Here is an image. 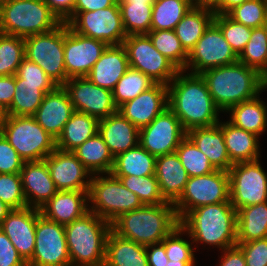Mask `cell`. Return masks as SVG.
Masks as SVG:
<instances>
[{"instance_id": "6da1fadb", "label": "cell", "mask_w": 267, "mask_h": 266, "mask_svg": "<svg viewBox=\"0 0 267 266\" xmlns=\"http://www.w3.org/2000/svg\"><path fill=\"white\" fill-rule=\"evenodd\" d=\"M168 107L187 132L196 127L219 123L221 110L215 105L205 80L200 74L179 71L167 85Z\"/></svg>"}, {"instance_id": "7a4b0ae2", "label": "cell", "mask_w": 267, "mask_h": 266, "mask_svg": "<svg viewBox=\"0 0 267 266\" xmlns=\"http://www.w3.org/2000/svg\"><path fill=\"white\" fill-rule=\"evenodd\" d=\"M200 75L215 105L222 112L264 92L263 75L240 61L208 69Z\"/></svg>"}, {"instance_id": "3957f363", "label": "cell", "mask_w": 267, "mask_h": 266, "mask_svg": "<svg viewBox=\"0 0 267 266\" xmlns=\"http://www.w3.org/2000/svg\"><path fill=\"white\" fill-rule=\"evenodd\" d=\"M195 243L224 250L237 244V210L231 202L209 204L191 210L181 221Z\"/></svg>"}, {"instance_id": "277c9868", "label": "cell", "mask_w": 267, "mask_h": 266, "mask_svg": "<svg viewBox=\"0 0 267 266\" xmlns=\"http://www.w3.org/2000/svg\"><path fill=\"white\" fill-rule=\"evenodd\" d=\"M179 225L174 204L167 202L123 213L111 223V230L122 238L148 246L161 243Z\"/></svg>"}, {"instance_id": "5b68a950", "label": "cell", "mask_w": 267, "mask_h": 266, "mask_svg": "<svg viewBox=\"0 0 267 266\" xmlns=\"http://www.w3.org/2000/svg\"><path fill=\"white\" fill-rule=\"evenodd\" d=\"M64 228L71 266H104L111 223L88 211Z\"/></svg>"}, {"instance_id": "8992f818", "label": "cell", "mask_w": 267, "mask_h": 266, "mask_svg": "<svg viewBox=\"0 0 267 266\" xmlns=\"http://www.w3.org/2000/svg\"><path fill=\"white\" fill-rule=\"evenodd\" d=\"M61 23L44 0H3L1 33L26 38L49 32Z\"/></svg>"}, {"instance_id": "52a82bcc", "label": "cell", "mask_w": 267, "mask_h": 266, "mask_svg": "<svg viewBox=\"0 0 267 266\" xmlns=\"http://www.w3.org/2000/svg\"><path fill=\"white\" fill-rule=\"evenodd\" d=\"M106 175V176H105ZM92 175L88 191L89 211L112 223L120 215L141 208L138 196L129 191L120 179L109 174Z\"/></svg>"}, {"instance_id": "ba28073f", "label": "cell", "mask_w": 267, "mask_h": 266, "mask_svg": "<svg viewBox=\"0 0 267 266\" xmlns=\"http://www.w3.org/2000/svg\"><path fill=\"white\" fill-rule=\"evenodd\" d=\"M1 130L24 162L44 160L56 149V140L33 116H8Z\"/></svg>"}, {"instance_id": "9c48e42d", "label": "cell", "mask_w": 267, "mask_h": 266, "mask_svg": "<svg viewBox=\"0 0 267 266\" xmlns=\"http://www.w3.org/2000/svg\"><path fill=\"white\" fill-rule=\"evenodd\" d=\"M25 58L39 65L58 85L69 79L64 63V22L55 29L24 38Z\"/></svg>"}, {"instance_id": "30bf717a", "label": "cell", "mask_w": 267, "mask_h": 266, "mask_svg": "<svg viewBox=\"0 0 267 266\" xmlns=\"http://www.w3.org/2000/svg\"><path fill=\"white\" fill-rule=\"evenodd\" d=\"M230 202L228 171L216 169L210 174L189 177L174 207L181 221L191 210L209 204Z\"/></svg>"}, {"instance_id": "8fae6325", "label": "cell", "mask_w": 267, "mask_h": 266, "mask_svg": "<svg viewBox=\"0 0 267 266\" xmlns=\"http://www.w3.org/2000/svg\"><path fill=\"white\" fill-rule=\"evenodd\" d=\"M66 23L74 32L109 46L122 45L127 37L118 2L96 11L73 12Z\"/></svg>"}, {"instance_id": "7c38bea8", "label": "cell", "mask_w": 267, "mask_h": 266, "mask_svg": "<svg viewBox=\"0 0 267 266\" xmlns=\"http://www.w3.org/2000/svg\"><path fill=\"white\" fill-rule=\"evenodd\" d=\"M131 68L141 71L155 83L168 85L180 71L153 45L147 34L129 35L122 44Z\"/></svg>"}, {"instance_id": "4fadbf2b", "label": "cell", "mask_w": 267, "mask_h": 266, "mask_svg": "<svg viewBox=\"0 0 267 266\" xmlns=\"http://www.w3.org/2000/svg\"><path fill=\"white\" fill-rule=\"evenodd\" d=\"M228 175L230 202L236 210L267 202V173L260 160L233 164Z\"/></svg>"}, {"instance_id": "5bb4252c", "label": "cell", "mask_w": 267, "mask_h": 266, "mask_svg": "<svg viewBox=\"0 0 267 266\" xmlns=\"http://www.w3.org/2000/svg\"><path fill=\"white\" fill-rule=\"evenodd\" d=\"M238 61V56L225 40L221 29L212 22L188 54L183 71L201 74L211 68L225 66Z\"/></svg>"}, {"instance_id": "9a60e30c", "label": "cell", "mask_w": 267, "mask_h": 266, "mask_svg": "<svg viewBox=\"0 0 267 266\" xmlns=\"http://www.w3.org/2000/svg\"><path fill=\"white\" fill-rule=\"evenodd\" d=\"M28 266H71L64 225L39 215L35 248Z\"/></svg>"}, {"instance_id": "2e32d148", "label": "cell", "mask_w": 267, "mask_h": 266, "mask_svg": "<svg viewBox=\"0 0 267 266\" xmlns=\"http://www.w3.org/2000/svg\"><path fill=\"white\" fill-rule=\"evenodd\" d=\"M185 136L180 120L167 107L149 125L139 129V144L158 157L175 152Z\"/></svg>"}, {"instance_id": "e0dca14e", "label": "cell", "mask_w": 267, "mask_h": 266, "mask_svg": "<svg viewBox=\"0 0 267 266\" xmlns=\"http://www.w3.org/2000/svg\"><path fill=\"white\" fill-rule=\"evenodd\" d=\"M63 87L68 92L74 111L87 113L98 120L118 111L112 91L95 85L86 76L69 78Z\"/></svg>"}, {"instance_id": "ac0fdd59", "label": "cell", "mask_w": 267, "mask_h": 266, "mask_svg": "<svg viewBox=\"0 0 267 266\" xmlns=\"http://www.w3.org/2000/svg\"><path fill=\"white\" fill-rule=\"evenodd\" d=\"M108 46L102 41L74 32L64 22V63L67 77L87 76Z\"/></svg>"}, {"instance_id": "d6986e66", "label": "cell", "mask_w": 267, "mask_h": 266, "mask_svg": "<svg viewBox=\"0 0 267 266\" xmlns=\"http://www.w3.org/2000/svg\"><path fill=\"white\" fill-rule=\"evenodd\" d=\"M44 160L58 191H89L92 175L72 151L56 148Z\"/></svg>"}, {"instance_id": "ffe728a7", "label": "cell", "mask_w": 267, "mask_h": 266, "mask_svg": "<svg viewBox=\"0 0 267 266\" xmlns=\"http://www.w3.org/2000/svg\"><path fill=\"white\" fill-rule=\"evenodd\" d=\"M40 214V210L34 207L12 210L0 225L26 262L33 256L36 222Z\"/></svg>"}, {"instance_id": "44dd1931", "label": "cell", "mask_w": 267, "mask_h": 266, "mask_svg": "<svg viewBox=\"0 0 267 266\" xmlns=\"http://www.w3.org/2000/svg\"><path fill=\"white\" fill-rule=\"evenodd\" d=\"M168 107V87L155 83L136 98L125 102L118 111L138 129L147 126Z\"/></svg>"}, {"instance_id": "7402d4cb", "label": "cell", "mask_w": 267, "mask_h": 266, "mask_svg": "<svg viewBox=\"0 0 267 266\" xmlns=\"http://www.w3.org/2000/svg\"><path fill=\"white\" fill-rule=\"evenodd\" d=\"M73 112L74 108L68 92L63 86H57L53 91L45 94L33 117L56 140Z\"/></svg>"}, {"instance_id": "603a6c76", "label": "cell", "mask_w": 267, "mask_h": 266, "mask_svg": "<svg viewBox=\"0 0 267 266\" xmlns=\"http://www.w3.org/2000/svg\"><path fill=\"white\" fill-rule=\"evenodd\" d=\"M19 174L27 207L40 209L58 191L45 160L25 161Z\"/></svg>"}, {"instance_id": "cb8c5ba5", "label": "cell", "mask_w": 267, "mask_h": 266, "mask_svg": "<svg viewBox=\"0 0 267 266\" xmlns=\"http://www.w3.org/2000/svg\"><path fill=\"white\" fill-rule=\"evenodd\" d=\"M88 203V191H57L39 210L47 219L65 226L86 214Z\"/></svg>"}, {"instance_id": "d4e9b609", "label": "cell", "mask_w": 267, "mask_h": 266, "mask_svg": "<svg viewBox=\"0 0 267 266\" xmlns=\"http://www.w3.org/2000/svg\"><path fill=\"white\" fill-rule=\"evenodd\" d=\"M98 133L114 158L139 144V129L119 111L99 120Z\"/></svg>"}, {"instance_id": "484cf974", "label": "cell", "mask_w": 267, "mask_h": 266, "mask_svg": "<svg viewBox=\"0 0 267 266\" xmlns=\"http://www.w3.org/2000/svg\"><path fill=\"white\" fill-rule=\"evenodd\" d=\"M130 68L123 45L108 46L86 76L95 85L113 91L117 82Z\"/></svg>"}, {"instance_id": "4316f807", "label": "cell", "mask_w": 267, "mask_h": 266, "mask_svg": "<svg viewBox=\"0 0 267 266\" xmlns=\"http://www.w3.org/2000/svg\"><path fill=\"white\" fill-rule=\"evenodd\" d=\"M155 176L163 198L173 204L182 195L189 179L176 151L156 157Z\"/></svg>"}, {"instance_id": "83f0119b", "label": "cell", "mask_w": 267, "mask_h": 266, "mask_svg": "<svg viewBox=\"0 0 267 266\" xmlns=\"http://www.w3.org/2000/svg\"><path fill=\"white\" fill-rule=\"evenodd\" d=\"M186 135L207 156L215 169L228 171L233 166L219 124L210 127H196L188 130Z\"/></svg>"}, {"instance_id": "f1b7e54d", "label": "cell", "mask_w": 267, "mask_h": 266, "mask_svg": "<svg viewBox=\"0 0 267 266\" xmlns=\"http://www.w3.org/2000/svg\"><path fill=\"white\" fill-rule=\"evenodd\" d=\"M223 131L227 153L232 164L259 160V136L238 128L229 121L218 123Z\"/></svg>"}, {"instance_id": "f546056e", "label": "cell", "mask_w": 267, "mask_h": 266, "mask_svg": "<svg viewBox=\"0 0 267 266\" xmlns=\"http://www.w3.org/2000/svg\"><path fill=\"white\" fill-rule=\"evenodd\" d=\"M104 266H148L146 246L122 238L111 230L106 241Z\"/></svg>"}, {"instance_id": "4dcf8cb0", "label": "cell", "mask_w": 267, "mask_h": 266, "mask_svg": "<svg viewBox=\"0 0 267 266\" xmlns=\"http://www.w3.org/2000/svg\"><path fill=\"white\" fill-rule=\"evenodd\" d=\"M260 99L259 94L253 99L231 106L226 111L231 113L229 122L257 136L262 135L267 128V105Z\"/></svg>"}, {"instance_id": "1f68e13d", "label": "cell", "mask_w": 267, "mask_h": 266, "mask_svg": "<svg viewBox=\"0 0 267 266\" xmlns=\"http://www.w3.org/2000/svg\"><path fill=\"white\" fill-rule=\"evenodd\" d=\"M99 120L87 113L74 111L56 139V148L74 151L79 145L98 133Z\"/></svg>"}, {"instance_id": "d6a6232c", "label": "cell", "mask_w": 267, "mask_h": 266, "mask_svg": "<svg viewBox=\"0 0 267 266\" xmlns=\"http://www.w3.org/2000/svg\"><path fill=\"white\" fill-rule=\"evenodd\" d=\"M91 175L109 174L114 165V157L102 136L96 133L72 151Z\"/></svg>"}, {"instance_id": "836d02e7", "label": "cell", "mask_w": 267, "mask_h": 266, "mask_svg": "<svg viewBox=\"0 0 267 266\" xmlns=\"http://www.w3.org/2000/svg\"><path fill=\"white\" fill-rule=\"evenodd\" d=\"M15 93L11 105L7 108L8 116H33L47 92L53 91L57 84L23 83L15 76Z\"/></svg>"}, {"instance_id": "e575fe53", "label": "cell", "mask_w": 267, "mask_h": 266, "mask_svg": "<svg viewBox=\"0 0 267 266\" xmlns=\"http://www.w3.org/2000/svg\"><path fill=\"white\" fill-rule=\"evenodd\" d=\"M156 157L140 144L114 158L111 174L114 177L155 175Z\"/></svg>"}, {"instance_id": "d590c367", "label": "cell", "mask_w": 267, "mask_h": 266, "mask_svg": "<svg viewBox=\"0 0 267 266\" xmlns=\"http://www.w3.org/2000/svg\"><path fill=\"white\" fill-rule=\"evenodd\" d=\"M214 15L209 8L193 6L178 22L174 31L188 54L213 22Z\"/></svg>"}, {"instance_id": "8d00e7d4", "label": "cell", "mask_w": 267, "mask_h": 266, "mask_svg": "<svg viewBox=\"0 0 267 266\" xmlns=\"http://www.w3.org/2000/svg\"><path fill=\"white\" fill-rule=\"evenodd\" d=\"M267 238V202L237 210V243Z\"/></svg>"}, {"instance_id": "74e56055", "label": "cell", "mask_w": 267, "mask_h": 266, "mask_svg": "<svg viewBox=\"0 0 267 266\" xmlns=\"http://www.w3.org/2000/svg\"><path fill=\"white\" fill-rule=\"evenodd\" d=\"M153 3L154 0H118L127 36L150 32Z\"/></svg>"}, {"instance_id": "f35d334b", "label": "cell", "mask_w": 267, "mask_h": 266, "mask_svg": "<svg viewBox=\"0 0 267 266\" xmlns=\"http://www.w3.org/2000/svg\"><path fill=\"white\" fill-rule=\"evenodd\" d=\"M192 7V0H154L151 30H174Z\"/></svg>"}, {"instance_id": "ab89813d", "label": "cell", "mask_w": 267, "mask_h": 266, "mask_svg": "<svg viewBox=\"0 0 267 266\" xmlns=\"http://www.w3.org/2000/svg\"><path fill=\"white\" fill-rule=\"evenodd\" d=\"M154 84L155 82L147 75L130 67L112 91L115 106L119 108L125 102L136 98L141 92L148 90Z\"/></svg>"}, {"instance_id": "60d3db41", "label": "cell", "mask_w": 267, "mask_h": 266, "mask_svg": "<svg viewBox=\"0 0 267 266\" xmlns=\"http://www.w3.org/2000/svg\"><path fill=\"white\" fill-rule=\"evenodd\" d=\"M147 35L162 55L168 58L180 71L185 69L188 53L174 30H150Z\"/></svg>"}, {"instance_id": "b9f144b4", "label": "cell", "mask_w": 267, "mask_h": 266, "mask_svg": "<svg viewBox=\"0 0 267 266\" xmlns=\"http://www.w3.org/2000/svg\"><path fill=\"white\" fill-rule=\"evenodd\" d=\"M238 61L259 71L267 72V32L265 26L252 28L251 36Z\"/></svg>"}, {"instance_id": "7bdbcfd3", "label": "cell", "mask_w": 267, "mask_h": 266, "mask_svg": "<svg viewBox=\"0 0 267 266\" xmlns=\"http://www.w3.org/2000/svg\"><path fill=\"white\" fill-rule=\"evenodd\" d=\"M176 153L189 177L210 174L216 170L187 135L180 142Z\"/></svg>"}, {"instance_id": "ee69618b", "label": "cell", "mask_w": 267, "mask_h": 266, "mask_svg": "<svg viewBox=\"0 0 267 266\" xmlns=\"http://www.w3.org/2000/svg\"><path fill=\"white\" fill-rule=\"evenodd\" d=\"M24 38L0 33V76L15 75L25 57Z\"/></svg>"}, {"instance_id": "f6af8a7d", "label": "cell", "mask_w": 267, "mask_h": 266, "mask_svg": "<svg viewBox=\"0 0 267 266\" xmlns=\"http://www.w3.org/2000/svg\"><path fill=\"white\" fill-rule=\"evenodd\" d=\"M116 178L120 179L122 184L129 191L135 193L143 205H157L167 203V201L161 194L159 183L155 175L142 177L124 176Z\"/></svg>"}, {"instance_id": "bcb514c9", "label": "cell", "mask_w": 267, "mask_h": 266, "mask_svg": "<svg viewBox=\"0 0 267 266\" xmlns=\"http://www.w3.org/2000/svg\"><path fill=\"white\" fill-rule=\"evenodd\" d=\"M233 21L251 28L263 27L267 22L265 0H247L226 14Z\"/></svg>"}, {"instance_id": "7dc6e473", "label": "cell", "mask_w": 267, "mask_h": 266, "mask_svg": "<svg viewBox=\"0 0 267 266\" xmlns=\"http://www.w3.org/2000/svg\"><path fill=\"white\" fill-rule=\"evenodd\" d=\"M213 22L221 29L225 40L239 56L250 39L252 28L233 21L226 14H215Z\"/></svg>"}, {"instance_id": "c3c4849f", "label": "cell", "mask_w": 267, "mask_h": 266, "mask_svg": "<svg viewBox=\"0 0 267 266\" xmlns=\"http://www.w3.org/2000/svg\"><path fill=\"white\" fill-rule=\"evenodd\" d=\"M186 230L181 226H177L163 240L162 244L165 247L166 256L171 261L195 262L193 242H189L182 238Z\"/></svg>"}, {"instance_id": "681fc988", "label": "cell", "mask_w": 267, "mask_h": 266, "mask_svg": "<svg viewBox=\"0 0 267 266\" xmlns=\"http://www.w3.org/2000/svg\"><path fill=\"white\" fill-rule=\"evenodd\" d=\"M0 200L12 210L27 207L20 174H0Z\"/></svg>"}, {"instance_id": "f907efd6", "label": "cell", "mask_w": 267, "mask_h": 266, "mask_svg": "<svg viewBox=\"0 0 267 266\" xmlns=\"http://www.w3.org/2000/svg\"><path fill=\"white\" fill-rule=\"evenodd\" d=\"M24 161L10 143L0 136V174H19Z\"/></svg>"}, {"instance_id": "816d5d0a", "label": "cell", "mask_w": 267, "mask_h": 266, "mask_svg": "<svg viewBox=\"0 0 267 266\" xmlns=\"http://www.w3.org/2000/svg\"><path fill=\"white\" fill-rule=\"evenodd\" d=\"M236 245L245 256L246 266H267V238Z\"/></svg>"}, {"instance_id": "f5cc1de1", "label": "cell", "mask_w": 267, "mask_h": 266, "mask_svg": "<svg viewBox=\"0 0 267 266\" xmlns=\"http://www.w3.org/2000/svg\"><path fill=\"white\" fill-rule=\"evenodd\" d=\"M15 76L23 79V83L31 84H56L36 63L23 58Z\"/></svg>"}, {"instance_id": "db71d44e", "label": "cell", "mask_w": 267, "mask_h": 266, "mask_svg": "<svg viewBox=\"0 0 267 266\" xmlns=\"http://www.w3.org/2000/svg\"><path fill=\"white\" fill-rule=\"evenodd\" d=\"M0 266H28L0 228Z\"/></svg>"}, {"instance_id": "11a10c76", "label": "cell", "mask_w": 267, "mask_h": 266, "mask_svg": "<svg viewBox=\"0 0 267 266\" xmlns=\"http://www.w3.org/2000/svg\"><path fill=\"white\" fill-rule=\"evenodd\" d=\"M61 22H67L73 15L75 0H44Z\"/></svg>"}, {"instance_id": "9f6ffc18", "label": "cell", "mask_w": 267, "mask_h": 266, "mask_svg": "<svg viewBox=\"0 0 267 266\" xmlns=\"http://www.w3.org/2000/svg\"><path fill=\"white\" fill-rule=\"evenodd\" d=\"M15 88V75L0 76V104L5 108L11 105Z\"/></svg>"}, {"instance_id": "6f0895ef", "label": "cell", "mask_w": 267, "mask_h": 266, "mask_svg": "<svg viewBox=\"0 0 267 266\" xmlns=\"http://www.w3.org/2000/svg\"><path fill=\"white\" fill-rule=\"evenodd\" d=\"M222 253L219 266H246L245 256L237 245L222 250Z\"/></svg>"}, {"instance_id": "680465c9", "label": "cell", "mask_w": 267, "mask_h": 266, "mask_svg": "<svg viewBox=\"0 0 267 266\" xmlns=\"http://www.w3.org/2000/svg\"><path fill=\"white\" fill-rule=\"evenodd\" d=\"M148 266H166L168 258L162 243L146 246Z\"/></svg>"}, {"instance_id": "91938a15", "label": "cell", "mask_w": 267, "mask_h": 266, "mask_svg": "<svg viewBox=\"0 0 267 266\" xmlns=\"http://www.w3.org/2000/svg\"><path fill=\"white\" fill-rule=\"evenodd\" d=\"M118 0H75L73 12H87L115 5Z\"/></svg>"}, {"instance_id": "94428289", "label": "cell", "mask_w": 267, "mask_h": 266, "mask_svg": "<svg viewBox=\"0 0 267 266\" xmlns=\"http://www.w3.org/2000/svg\"><path fill=\"white\" fill-rule=\"evenodd\" d=\"M246 1L247 0H221V3L213 10L214 14H227L230 10Z\"/></svg>"}, {"instance_id": "6125c7cd", "label": "cell", "mask_w": 267, "mask_h": 266, "mask_svg": "<svg viewBox=\"0 0 267 266\" xmlns=\"http://www.w3.org/2000/svg\"><path fill=\"white\" fill-rule=\"evenodd\" d=\"M192 2L195 7L214 10L221 3V0H192Z\"/></svg>"}, {"instance_id": "be15d7a7", "label": "cell", "mask_w": 267, "mask_h": 266, "mask_svg": "<svg viewBox=\"0 0 267 266\" xmlns=\"http://www.w3.org/2000/svg\"><path fill=\"white\" fill-rule=\"evenodd\" d=\"M11 211L12 209L0 200V225Z\"/></svg>"}, {"instance_id": "e7e4bbea", "label": "cell", "mask_w": 267, "mask_h": 266, "mask_svg": "<svg viewBox=\"0 0 267 266\" xmlns=\"http://www.w3.org/2000/svg\"><path fill=\"white\" fill-rule=\"evenodd\" d=\"M8 118L7 108L0 104V128L3 126L4 122Z\"/></svg>"}, {"instance_id": "03108f58", "label": "cell", "mask_w": 267, "mask_h": 266, "mask_svg": "<svg viewBox=\"0 0 267 266\" xmlns=\"http://www.w3.org/2000/svg\"><path fill=\"white\" fill-rule=\"evenodd\" d=\"M166 266H196V265L195 262H181V261L175 262L169 260Z\"/></svg>"}, {"instance_id": "003e7915", "label": "cell", "mask_w": 267, "mask_h": 266, "mask_svg": "<svg viewBox=\"0 0 267 266\" xmlns=\"http://www.w3.org/2000/svg\"><path fill=\"white\" fill-rule=\"evenodd\" d=\"M264 91L267 88V72L263 75Z\"/></svg>"}, {"instance_id": "a7ac6f4b", "label": "cell", "mask_w": 267, "mask_h": 266, "mask_svg": "<svg viewBox=\"0 0 267 266\" xmlns=\"http://www.w3.org/2000/svg\"><path fill=\"white\" fill-rule=\"evenodd\" d=\"M2 3L3 0H0V21H1ZM0 33H1V24H0Z\"/></svg>"}, {"instance_id": "89a4df30", "label": "cell", "mask_w": 267, "mask_h": 266, "mask_svg": "<svg viewBox=\"0 0 267 266\" xmlns=\"http://www.w3.org/2000/svg\"><path fill=\"white\" fill-rule=\"evenodd\" d=\"M264 26H265V29H266V32H267V22L265 23V25H264Z\"/></svg>"}]
</instances>
